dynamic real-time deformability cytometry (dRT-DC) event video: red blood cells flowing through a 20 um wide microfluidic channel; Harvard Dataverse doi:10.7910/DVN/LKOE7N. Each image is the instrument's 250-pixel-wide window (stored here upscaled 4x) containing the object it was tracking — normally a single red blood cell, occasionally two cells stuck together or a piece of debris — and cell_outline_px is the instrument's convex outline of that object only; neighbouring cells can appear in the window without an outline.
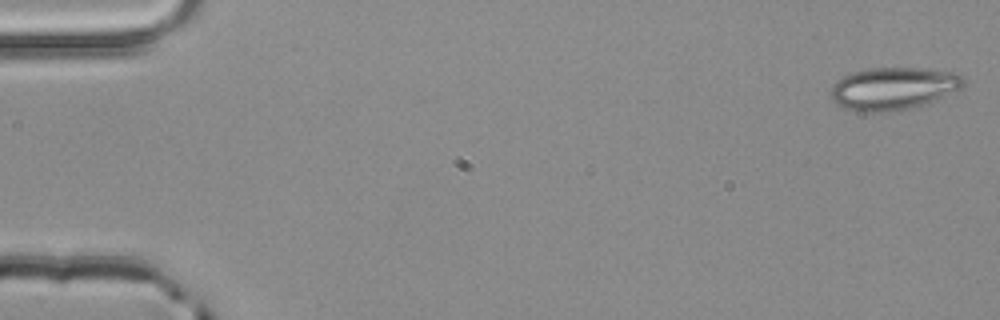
{"species": "common noctule bat (a hibernating species)", "species_latin": "Nyctalus noctula", "temperature_condition": "room temperature", "stored_images_in_passage": 4, "camera_frame_rate_fps": 3000, "um_per_image_px": 0.085, "animal": {"sex": "male", "body_mass_g": 20.4}, "frame": {"image": 1, "passage_image": 1, "time_ms": 0.0, "image_size_px": [1000, 320], "cell_outline_px": [[964, 84], [960, 88], [932, 100], [900, 112], [856, 112], [844, 108], [836, 104], [832, 100], [828, 92], [832, 84], [836, 80], [852, 72], [868, 68], [920, 68], [956, 72], [964, 76]], "centroid_in_image_um": [75.85, 7.53], "position_along_channel_um": 9.2, "area_um2": 33.18}}